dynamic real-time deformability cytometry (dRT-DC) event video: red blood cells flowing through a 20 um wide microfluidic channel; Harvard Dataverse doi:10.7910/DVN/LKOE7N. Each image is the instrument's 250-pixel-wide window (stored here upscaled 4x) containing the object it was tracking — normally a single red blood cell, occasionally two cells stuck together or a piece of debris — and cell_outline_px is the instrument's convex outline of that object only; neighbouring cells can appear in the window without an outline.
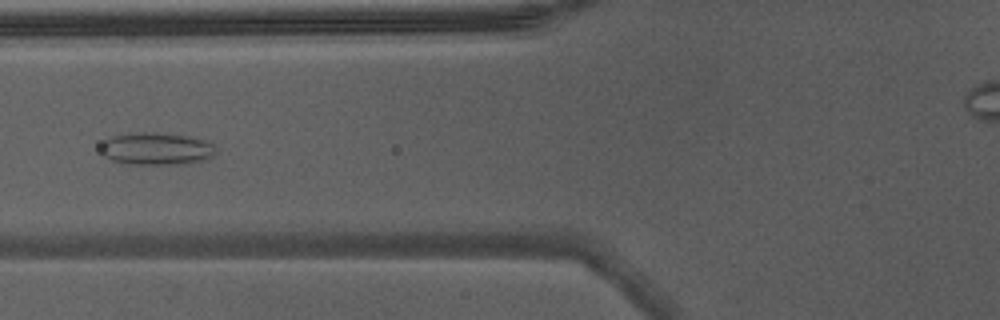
{"species": "Egyptian fruit bat (a non-hibernating species)", "species_latin": "Rousettus aegyptiacus", "temperature_condition": "warm", "stored_images_in_passage": 4, "camera_frame_rate_fps": 3000, "um_per_image_px": 0.085, "animal": {"sex": "male"}, "frame": {"image": 1, "passage_image": 4, "time_ms": 1.0, "image_size_px": [1000, 320], "cell_outline_px": [[216, 152], [208, 160], [184, 164], [132, 164], [112, 160], [104, 156], [100, 148], [112, 136], [140, 132], [156, 132], [192, 136], [204, 140], [212, 144], [216, 148]], "centroid_in_image_um": [13.37, 12.65], "position_along_channel_um": 112.4, "area_um2": 21.73}}